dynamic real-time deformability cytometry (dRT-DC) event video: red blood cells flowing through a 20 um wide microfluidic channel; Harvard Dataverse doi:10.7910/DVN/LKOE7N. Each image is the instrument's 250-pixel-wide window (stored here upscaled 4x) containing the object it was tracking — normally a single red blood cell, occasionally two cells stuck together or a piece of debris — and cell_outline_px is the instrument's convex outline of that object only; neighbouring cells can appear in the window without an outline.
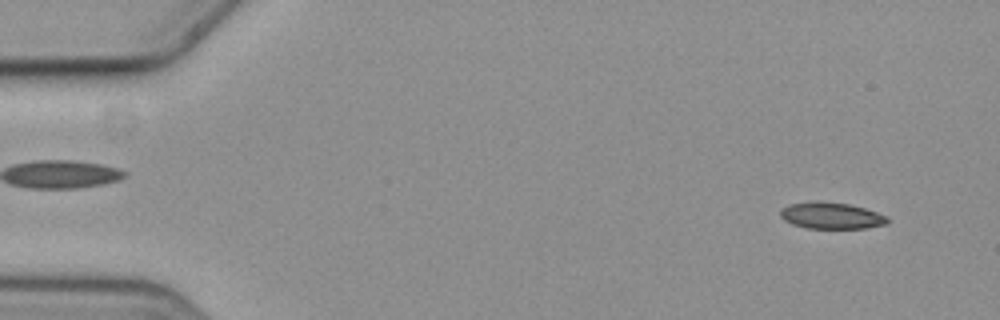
{"species": "common noctule bat (a hibernating species)", "species_latin": "Nyctalus noctula", "temperature_condition": "cold", "stored_images_in_passage": 55, "camera_frame_rate_fps": 3000, "um_per_image_px": 0.085, "animal": {"sex": "female", "body_mass_g": 19.3, "forearm_length_mm": 54.1}, "frame": {"image": 1, "passage_image": 4, "time_ms": 1.0, "image_size_px": [1000, 320], "cell_outline_px": [[888, 224], [868, 228], [808, 228], [792, 224], [784, 220], [780, 216], [780, 208], [792, 204], [848, 204], [864, 208], [888, 216]], "centroid_in_image_um": [70.72, 18.38], "position_along_channel_um": 14.3, "area_um2": 15.78}}
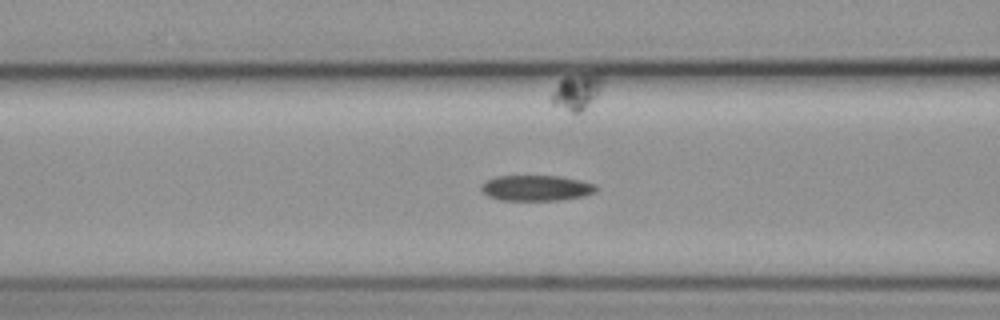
{"frame": {"image": 2, "passage_image": 23, "time_ms": 7.333, "image_size_px": [1000, 320], "cell_outline_px": [[596, 192], [584, 196], [560, 200], [500, 200], [488, 196], [480, 188], [480, 184], [496, 176], [560, 176], [580, 180], [596, 184]], "centroid_in_image_um": [45.59, 15.98], "position_along_channel_um": 121.0, "area_um2": 17.17}}
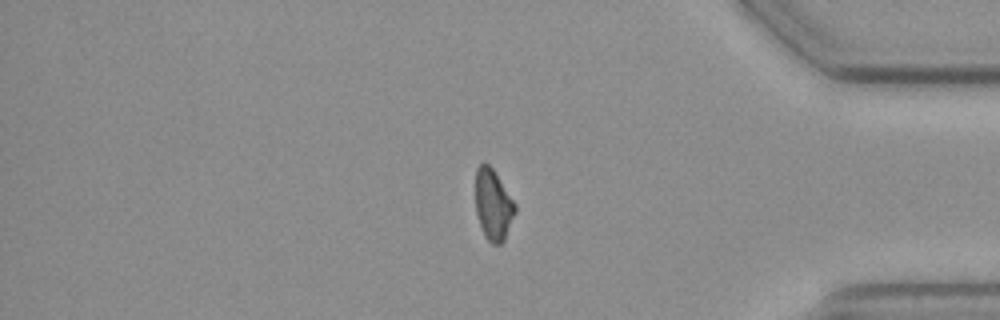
{"frame": {"image": 3, "passage_image": 48, "time_ms": 15.667, "image_size_px": [1000, 320], "cell_outline_px": [[516, 212], [504, 240], [500, 244], [492, 244], [484, 236], [476, 212], [476, 168], [480, 164], [488, 164], [492, 168], [516, 204]], "centroid_in_image_um": [41.93, 17.42], "position_along_channel_um": 393.3, "area_um2": 16.18}}